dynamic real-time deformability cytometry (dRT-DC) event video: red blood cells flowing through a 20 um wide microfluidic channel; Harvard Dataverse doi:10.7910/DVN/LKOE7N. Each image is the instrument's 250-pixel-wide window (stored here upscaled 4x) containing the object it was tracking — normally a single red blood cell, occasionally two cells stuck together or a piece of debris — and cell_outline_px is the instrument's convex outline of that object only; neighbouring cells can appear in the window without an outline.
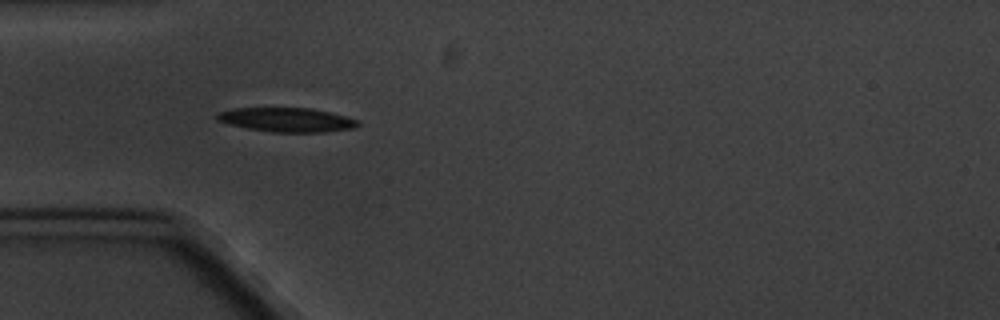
{"species": "common noctule bat (a hibernating species)", "species_latin": "Nyctalus noctula", "temperature_condition": "cold", "stored_images_in_passage": 7, "camera_frame_rate_fps": 3000, "um_per_image_px": 0.085, "animal": {"sex": "male", "body_mass_g": 20.1, "forearm_length_mm": 53.5}, "frame": {"image": 1, "passage_image": 5, "time_ms": 5.333, "image_size_px": [1000, 320], "cell_outline_px": [[360, 124], [356, 128], [324, 132], [272, 132], [248, 128], [228, 124], [216, 120], [216, 112], [236, 108], [312, 108], [344, 116], [356, 120]], "centroid_in_image_um": [24.35, 10.18], "position_along_channel_um": 60.7, "area_um2": 19.77}}